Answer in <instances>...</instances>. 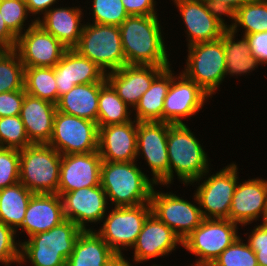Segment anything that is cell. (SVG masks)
<instances>
[{
	"label": "cell",
	"mask_w": 267,
	"mask_h": 266,
	"mask_svg": "<svg viewBox=\"0 0 267 266\" xmlns=\"http://www.w3.org/2000/svg\"><path fill=\"white\" fill-rule=\"evenodd\" d=\"M158 15L128 16L119 26L125 65L170 66Z\"/></svg>",
	"instance_id": "obj_1"
},
{
	"label": "cell",
	"mask_w": 267,
	"mask_h": 266,
	"mask_svg": "<svg viewBox=\"0 0 267 266\" xmlns=\"http://www.w3.org/2000/svg\"><path fill=\"white\" fill-rule=\"evenodd\" d=\"M136 163L102 161L100 184L114 207L150 203L154 185L157 184Z\"/></svg>",
	"instance_id": "obj_2"
},
{
	"label": "cell",
	"mask_w": 267,
	"mask_h": 266,
	"mask_svg": "<svg viewBox=\"0 0 267 266\" xmlns=\"http://www.w3.org/2000/svg\"><path fill=\"white\" fill-rule=\"evenodd\" d=\"M199 142L185 123H169V185L173 182L174 171L178 179L187 186L200 182L204 176L209 175L208 156Z\"/></svg>",
	"instance_id": "obj_3"
},
{
	"label": "cell",
	"mask_w": 267,
	"mask_h": 266,
	"mask_svg": "<svg viewBox=\"0 0 267 266\" xmlns=\"http://www.w3.org/2000/svg\"><path fill=\"white\" fill-rule=\"evenodd\" d=\"M82 231L66 219L48 231L32 235L28 241L20 243L17 265L21 266L28 259L33 266H65Z\"/></svg>",
	"instance_id": "obj_4"
},
{
	"label": "cell",
	"mask_w": 267,
	"mask_h": 266,
	"mask_svg": "<svg viewBox=\"0 0 267 266\" xmlns=\"http://www.w3.org/2000/svg\"><path fill=\"white\" fill-rule=\"evenodd\" d=\"M62 155L48 144L20 150L19 182L34 194H58Z\"/></svg>",
	"instance_id": "obj_5"
},
{
	"label": "cell",
	"mask_w": 267,
	"mask_h": 266,
	"mask_svg": "<svg viewBox=\"0 0 267 266\" xmlns=\"http://www.w3.org/2000/svg\"><path fill=\"white\" fill-rule=\"evenodd\" d=\"M74 49L96 63L106 74L125 66L118 26L87 22Z\"/></svg>",
	"instance_id": "obj_6"
},
{
	"label": "cell",
	"mask_w": 267,
	"mask_h": 266,
	"mask_svg": "<svg viewBox=\"0 0 267 266\" xmlns=\"http://www.w3.org/2000/svg\"><path fill=\"white\" fill-rule=\"evenodd\" d=\"M223 34L220 39L188 46L186 66L182 72L212 96L226 77Z\"/></svg>",
	"instance_id": "obj_7"
},
{
	"label": "cell",
	"mask_w": 267,
	"mask_h": 266,
	"mask_svg": "<svg viewBox=\"0 0 267 266\" xmlns=\"http://www.w3.org/2000/svg\"><path fill=\"white\" fill-rule=\"evenodd\" d=\"M238 224L229 219H204L183 240V247L198 259L191 266H211L238 237Z\"/></svg>",
	"instance_id": "obj_8"
},
{
	"label": "cell",
	"mask_w": 267,
	"mask_h": 266,
	"mask_svg": "<svg viewBox=\"0 0 267 266\" xmlns=\"http://www.w3.org/2000/svg\"><path fill=\"white\" fill-rule=\"evenodd\" d=\"M97 122L56 111L48 145L61 155L98 151Z\"/></svg>",
	"instance_id": "obj_9"
},
{
	"label": "cell",
	"mask_w": 267,
	"mask_h": 266,
	"mask_svg": "<svg viewBox=\"0 0 267 266\" xmlns=\"http://www.w3.org/2000/svg\"><path fill=\"white\" fill-rule=\"evenodd\" d=\"M105 215L103 226L96 232L117 254L131 248L136 243L138 234L147 217L152 213L151 203L132 207H114ZM105 219V220H104Z\"/></svg>",
	"instance_id": "obj_10"
},
{
	"label": "cell",
	"mask_w": 267,
	"mask_h": 266,
	"mask_svg": "<svg viewBox=\"0 0 267 266\" xmlns=\"http://www.w3.org/2000/svg\"><path fill=\"white\" fill-rule=\"evenodd\" d=\"M235 163L223 167L201 182L194 193V200L204 219H228L233 194L239 180Z\"/></svg>",
	"instance_id": "obj_11"
},
{
	"label": "cell",
	"mask_w": 267,
	"mask_h": 266,
	"mask_svg": "<svg viewBox=\"0 0 267 266\" xmlns=\"http://www.w3.org/2000/svg\"><path fill=\"white\" fill-rule=\"evenodd\" d=\"M182 16L188 45L215 41L228 28L222 13L204 0H172Z\"/></svg>",
	"instance_id": "obj_12"
},
{
	"label": "cell",
	"mask_w": 267,
	"mask_h": 266,
	"mask_svg": "<svg viewBox=\"0 0 267 266\" xmlns=\"http://www.w3.org/2000/svg\"><path fill=\"white\" fill-rule=\"evenodd\" d=\"M168 122H137V158L146 160L157 185H169Z\"/></svg>",
	"instance_id": "obj_13"
},
{
	"label": "cell",
	"mask_w": 267,
	"mask_h": 266,
	"mask_svg": "<svg viewBox=\"0 0 267 266\" xmlns=\"http://www.w3.org/2000/svg\"><path fill=\"white\" fill-rule=\"evenodd\" d=\"M152 191V213L183 241L204 220L200 207L171 192Z\"/></svg>",
	"instance_id": "obj_14"
},
{
	"label": "cell",
	"mask_w": 267,
	"mask_h": 266,
	"mask_svg": "<svg viewBox=\"0 0 267 266\" xmlns=\"http://www.w3.org/2000/svg\"><path fill=\"white\" fill-rule=\"evenodd\" d=\"M14 50L24 67H54L68 48L31 19L26 31L17 37Z\"/></svg>",
	"instance_id": "obj_15"
},
{
	"label": "cell",
	"mask_w": 267,
	"mask_h": 266,
	"mask_svg": "<svg viewBox=\"0 0 267 266\" xmlns=\"http://www.w3.org/2000/svg\"><path fill=\"white\" fill-rule=\"evenodd\" d=\"M209 97L208 93L182 72L178 77L172 72V81L164 99L163 122L184 123L183 118L188 119L202 110Z\"/></svg>",
	"instance_id": "obj_16"
},
{
	"label": "cell",
	"mask_w": 267,
	"mask_h": 266,
	"mask_svg": "<svg viewBox=\"0 0 267 266\" xmlns=\"http://www.w3.org/2000/svg\"><path fill=\"white\" fill-rule=\"evenodd\" d=\"M61 199L65 218L83 231L93 230L86 227L87 223H100L107 214L109 202L101 184L64 193Z\"/></svg>",
	"instance_id": "obj_17"
},
{
	"label": "cell",
	"mask_w": 267,
	"mask_h": 266,
	"mask_svg": "<svg viewBox=\"0 0 267 266\" xmlns=\"http://www.w3.org/2000/svg\"><path fill=\"white\" fill-rule=\"evenodd\" d=\"M101 164L98 151L62 155L58 194L100 185Z\"/></svg>",
	"instance_id": "obj_18"
},
{
	"label": "cell",
	"mask_w": 267,
	"mask_h": 266,
	"mask_svg": "<svg viewBox=\"0 0 267 266\" xmlns=\"http://www.w3.org/2000/svg\"><path fill=\"white\" fill-rule=\"evenodd\" d=\"M179 244L183 245L180 237L151 213L132 247L134 249L132 261L140 264L148 259L164 257L174 251Z\"/></svg>",
	"instance_id": "obj_19"
},
{
	"label": "cell",
	"mask_w": 267,
	"mask_h": 266,
	"mask_svg": "<svg viewBox=\"0 0 267 266\" xmlns=\"http://www.w3.org/2000/svg\"><path fill=\"white\" fill-rule=\"evenodd\" d=\"M169 66L125 65L106 74V81L117 95L131 108L150 88L153 80Z\"/></svg>",
	"instance_id": "obj_20"
},
{
	"label": "cell",
	"mask_w": 267,
	"mask_h": 266,
	"mask_svg": "<svg viewBox=\"0 0 267 266\" xmlns=\"http://www.w3.org/2000/svg\"><path fill=\"white\" fill-rule=\"evenodd\" d=\"M98 128V152L102 161H138L135 119L123 124H110Z\"/></svg>",
	"instance_id": "obj_21"
},
{
	"label": "cell",
	"mask_w": 267,
	"mask_h": 266,
	"mask_svg": "<svg viewBox=\"0 0 267 266\" xmlns=\"http://www.w3.org/2000/svg\"><path fill=\"white\" fill-rule=\"evenodd\" d=\"M58 99L75 85L106 82V73L94 62L68 49L54 66Z\"/></svg>",
	"instance_id": "obj_22"
},
{
	"label": "cell",
	"mask_w": 267,
	"mask_h": 266,
	"mask_svg": "<svg viewBox=\"0 0 267 266\" xmlns=\"http://www.w3.org/2000/svg\"><path fill=\"white\" fill-rule=\"evenodd\" d=\"M267 205V180L262 178L237 182L228 219L241 226L263 219Z\"/></svg>",
	"instance_id": "obj_23"
},
{
	"label": "cell",
	"mask_w": 267,
	"mask_h": 266,
	"mask_svg": "<svg viewBox=\"0 0 267 266\" xmlns=\"http://www.w3.org/2000/svg\"><path fill=\"white\" fill-rule=\"evenodd\" d=\"M64 220L63 202L59 194H33L19 230L31 237L52 229Z\"/></svg>",
	"instance_id": "obj_24"
},
{
	"label": "cell",
	"mask_w": 267,
	"mask_h": 266,
	"mask_svg": "<svg viewBox=\"0 0 267 266\" xmlns=\"http://www.w3.org/2000/svg\"><path fill=\"white\" fill-rule=\"evenodd\" d=\"M83 9L80 7H58L48 10L43 17L36 21L43 29L53 35L66 48L74 49L80 40L84 23L82 22Z\"/></svg>",
	"instance_id": "obj_25"
},
{
	"label": "cell",
	"mask_w": 267,
	"mask_h": 266,
	"mask_svg": "<svg viewBox=\"0 0 267 266\" xmlns=\"http://www.w3.org/2000/svg\"><path fill=\"white\" fill-rule=\"evenodd\" d=\"M56 104L25 94L20 118L32 144H48L53 132Z\"/></svg>",
	"instance_id": "obj_26"
},
{
	"label": "cell",
	"mask_w": 267,
	"mask_h": 266,
	"mask_svg": "<svg viewBox=\"0 0 267 266\" xmlns=\"http://www.w3.org/2000/svg\"><path fill=\"white\" fill-rule=\"evenodd\" d=\"M105 82L75 85L69 92L59 97L57 111L97 122L100 87Z\"/></svg>",
	"instance_id": "obj_27"
},
{
	"label": "cell",
	"mask_w": 267,
	"mask_h": 266,
	"mask_svg": "<svg viewBox=\"0 0 267 266\" xmlns=\"http://www.w3.org/2000/svg\"><path fill=\"white\" fill-rule=\"evenodd\" d=\"M96 231L80 233L65 266H106L117 256Z\"/></svg>",
	"instance_id": "obj_28"
},
{
	"label": "cell",
	"mask_w": 267,
	"mask_h": 266,
	"mask_svg": "<svg viewBox=\"0 0 267 266\" xmlns=\"http://www.w3.org/2000/svg\"><path fill=\"white\" fill-rule=\"evenodd\" d=\"M172 68H165L152 82L150 88L141 96L135 110L137 122H163L164 99L172 81Z\"/></svg>",
	"instance_id": "obj_29"
},
{
	"label": "cell",
	"mask_w": 267,
	"mask_h": 266,
	"mask_svg": "<svg viewBox=\"0 0 267 266\" xmlns=\"http://www.w3.org/2000/svg\"><path fill=\"white\" fill-rule=\"evenodd\" d=\"M33 194L20 182L0 189V222L12 228L16 234L23 224Z\"/></svg>",
	"instance_id": "obj_30"
},
{
	"label": "cell",
	"mask_w": 267,
	"mask_h": 266,
	"mask_svg": "<svg viewBox=\"0 0 267 266\" xmlns=\"http://www.w3.org/2000/svg\"><path fill=\"white\" fill-rule=\"evenodd\" d=\"M235 33L228 27L223 32V44L226 58V76H241L252 72L260 65L250 51L249 43L243 36L235 40Z\"/></svg>",
	"instance_id": "obj_31"
},
{
	"label": "cell",
	"mask_w": 267,
	"mask_h": 266,
	"mask_svg": "<svg viewBox=\"0 0 267 266\" xmlns=\"http://www.w3.org/2000/svg\"><path fill=\"white\" fill-rule=\"evenodd\" d=\"M106 81L100 87L98 99L97 125L123 124L131 121V110Z\"/></svg>",
	"instance_id": "obj_32"
},
{
	"label": "cell",
	"mask_w": 267,
	"mask_h": 266,
	"mask_svg": "<svg viewBox=\"0 0 267 266\" xmlns=\"http://www.w3.org/2000/svg\"><path fill=\"white\" fill-rule=\"evenodd\" d=\"M229 18L228 27L236 34L238 27L244 28L243 36L267 31V0H251L239 7Z\"/></svg>",
	"instance_id": "obj_33"
},
{
	"label": "cell",
	"mask_w": 267,
	"mask_h": 266,
	"mask_svg": "<svg viewBox=\"0 0 267 266\" xmlns=\"http://www.w3.org/2000/svg\"><path fill=\"white\" fill-rule=\"evenodd\" d=\"M24 89L28 95L56 104L58 90L54 67H25Z\"/></svg>",
	"instance_id": "obj_34"
},
{
	"label": "cell",
	"mask_w": 267,
	"mask_h": 266,
	"mask_svg": "<svg viewBox=\"0 0 267 266\" xmlns=\"http://www.w3.org/2000/svg\"><path fill=\"white\" fill-rule=\"evenodd\" d=\"M25 67L17 52L0 50V93L24 89Z\"/></svg>",
	"instance_id": "obj_35"
},
{
	"label": "cell",
	"mask_w": 267,
	"mask_h": 266,
	"mask_svg": "<svg viewBox=\"0 0 267 266\" xmlns=\"http://www.w3.org/2000/svg\"><path fill=\"white\" fill-rule=\"evenodd\" d=\"M31 144L19 115L0 118V147L21 150Z\"/></svg>",
	"instance_id": "obj_36"
},
{
	"label": "cell",
	"mask_w": 267,
	"mask_h": 266,
	"mask_svg": "<svg viewBox=\"0 0 267 266\" xmlns=\"http://www.w3.org/2000/svg\"><path fill=\"white\" fill-rule=\"evenodd\" d=\"M211 266H258L255 252L238 237Z\"/></svg>",
	"instance_id": "obj_37"
},
{
	"label": "cell",
	"mask_w": 267,
	"mask_h": 266,
	"mask_svg": "<svg viewBox=\"0 0 267 266\" xmlns=\"http://www.w3.org/2000/svg\"><path fill=\"white\" fill-rule=\"evenodd\" d=\"M93 23L120 26L129 16L122 0H93Z\"/></svg>",
	"instance_id": "obj_38"
},
{
	"label": "cell",
	"mask_w": 267,
	"mask_h": 266,
	"mask_svg": "<svg viewBox=\"0 0 267 266\" xmlns=\"http://www.w3.org/2000/svg\"><path fill=\"white\" fill-rule=\"evenodd\" d=\"M0 12L7 27L18 37L25 30L29 11L25 0H0ZM24 28V29H23Z\"/></svg>",
	"instance_id": "obj_39"
},
{
	"label": "cell",
	"mask_w": 267,
	"mask_h": 266,
	"mask_svg": "<svg viewBox=\"0 0 267 266\" xmlns=\"http://www.w3.org/2000/svg\"><path fill=\"white\" fill-rule=\"evenodd\" d=\"M20 150L0 147V189L19 182Z\"/></svg>",
	"instance_id": "obj_40"
},
{
	"label": "cell",
	"mask_w": 267,
	"mask_h": 266,
	"mask_svg": "<svg viewBox=\"0 0 267 266\" xmlns=\"http://www.w3.org/2000/svg\"><path fill=\"white\" fill-rule=\"evenodd\" d=\"M15 237L16 232L0 222V262L5 266H10L15 262L19 263L20 242H15Z\"/></svg>",
	"instance_id": "obj_41"
},
{
	"label": "cell",
	"mask_w": 267,
	"mask_h": 266,
	"mask_svg": "<svg viewBox=\"0 0 267 266\" xmlns=\"http://www.w3.org/2000/svg\"><path fill=\"white\" fill-rule=\"evenodd\" d=\"M248 236L247 243L255 252L258 266H267V225L255 226Z\"/></svg>",
	"instance_id": "obj_42"
},
{
	"label": "cell",
	"mask_w": 267,
	"mask_h": 266,
	"mask_svg": "<svg viewBox=\"0 0 267 266\" xmlns=\"http://www.w3.org/2000/svg\"><path fill=\"white\" fill-rule=\"evenodd\" d=\"M25 94V89L0 93V118L19 115Z\"/></svg>",
	"instance_id": "obj_43"
},
{
	"label": "cell",
	"mask_w": 267,
	"mask_h": 266,
	"mask_svg": "<svg viewBox=\"0 0 267 266\" xmlns=\"http://www.w3.org/2000/svg\"><path fill=\"white\" fill-rule=\"evenodd\" d=\"M249 43L251 54L259 63L267 65V31L244 36Z\"/></svg>",
	"instance_id": "obj_44"
},
{
	"label": "cell",
	"mask_w": 267,
	"mask_h": 266,
	"mask_svg": "<svg viewBox=\"0 0 267 266\" xmlns=\"http://www.w3.org/2000/svg\"><path fill=\"white\" fill-rule=\"evenodd\" d=\"M122 3L129 16L157 15L155 0H122Z\"/></svg>",
	"instance_id": "obj_45"
},
{
	"label": "cell",
	"mask_w": 267,
	"mask_h": 266,
	"mask_svg": "<svg viewBox=\"0 0 267 266\" xmlns=\"http://www.w3.org/2000/svg\"><path fill=\"white\" fill-rule=\"evenodd\" d=\"M209 6L220 11L228 18L245 3L251 0H204Z\"/></svg>",
	"instance_id": "obj_46"
},
{
	"label": "cell",
	"mask_w": 267,
	"mask_h": 266,
	"mask_svg": "<svg viewBox=\"0 0 267 266\" xmlns=\"http://www.w3.org/2000/svg\"><path fill=\"white\" fill-rule=\"evenodd\" d=\"M17 36L7 27L0 12V50H13Z\"/></svg>",
	"instance_id": "obj_47"
},
{
	"label": "cell",
	"mask_w": 267,
	"mask_h": 266,
	"mask_svg": "<svg viewBox=\"0 0 267 266\" xmlns=\"http://www.w3.org/2000/svg\"><path fill=\"white\" fill-rule=\"evenodd\" d=\"M57 1L58 0H25V3L27 4L29 13L36 17V14L44 15Z\"/></svg>",
	"instance_id": "obj_48"
},
{
	"label": "cell",
	"mask_w": 267,
	"mask_h": 266,
	"mask_svg": "<svg viewBox=\"0 0 267 266\" xmlns=\"http://www.w3.org/2000/svg\"><path fill=\"white\" fill-rule=\"evenodd\" d=\"M106 266H133L123 255H117Z\"/></svg>",
	"instance_id": "obj_49"
},
{
	"label": "cell",
	"mask_w": 267,
	"mask_h": 266,
	"mask_svg": "<svg viewBox=\"0 0 267 266\" xmlns=\"http://www.w3.org/2000/svg\"><path fill=\"white\" fill-rule=\"evenodd\" d=\"M262 221H263L262 222L263 224H266L267 225V205H266V212H265V215H264Z\"/></svg>",
	"instance_id": "obj_50"
}]
</instances>
